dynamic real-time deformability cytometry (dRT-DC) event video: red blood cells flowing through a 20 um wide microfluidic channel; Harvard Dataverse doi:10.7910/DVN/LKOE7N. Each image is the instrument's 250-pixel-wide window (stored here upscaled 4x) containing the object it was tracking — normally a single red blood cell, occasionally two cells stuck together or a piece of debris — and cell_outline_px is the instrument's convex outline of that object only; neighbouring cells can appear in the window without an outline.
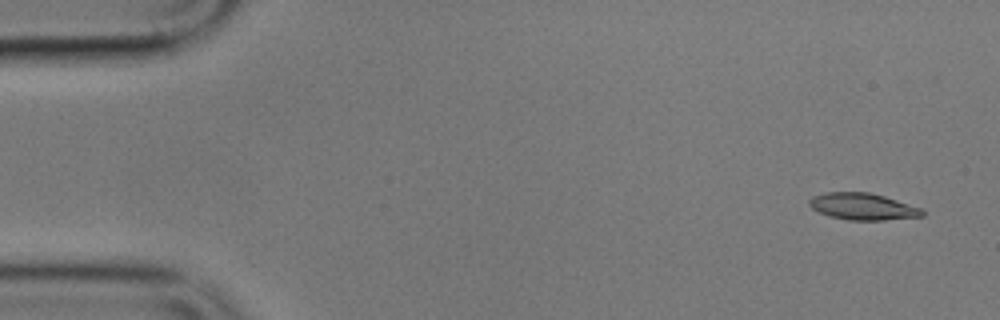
{"species": "common noctule bat (a hibernating species)", "species_latin": "Nyctalus noctula", "temperature_condition": "cold", "stored_images_in_passage": 5, "camera_frame_rate_fps": 3000, "um_per_image_px": 0.085, "animal": {"sex": "male", "body_mass_g": 17.9}, "frame": {"image": 1, "passage_image": 1, "time_ms": 0.0, "image_size_px": [1000, 320], "cell_outline_px": [[924, 216], [884, 220], [848, 220], [828, 216], [812, 208], [808, 204], [808, 200], [812, 196], [824, 192], [868, 192], [884, 196], [920, 208], [924, 212]], "centroid_in_image_um": [73.29, 17.55], "position_along_channel_um": 11.7, "area_um2": 17.57}}
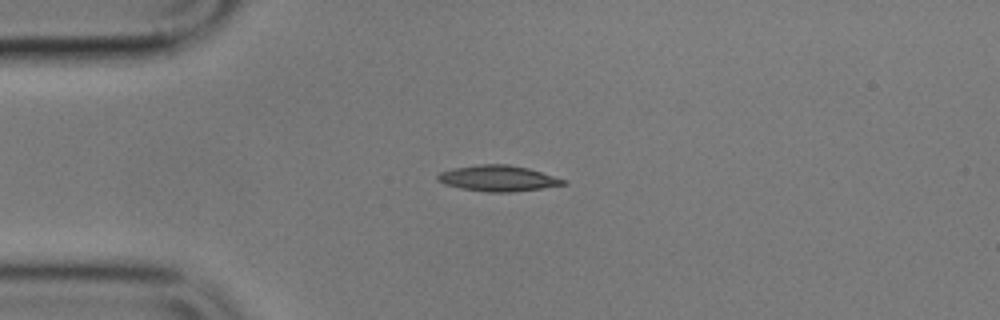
{"frame": {"image": 2, "passage_image": 4, "time_ms": 3.667, "image_size_px": [1000, 320], "cell_outline_px": [[568, 184], [512, 192], [488, 192], [460, 188], [444, 184], [436, 180], [436, 176], [440, 172], [456, 168], [480, 164], [508, 164], [528, 168], [564, 180]], "centroid_in_image_um": [42.28, 15.16], "position_along_channel_um": 42.7, "area_um2": 18.67}}